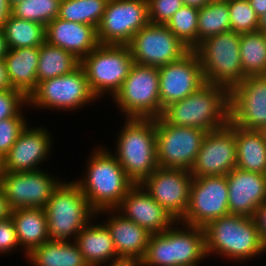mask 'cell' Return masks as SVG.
I'll return each instance as SVG.
<instances>
[{"mask_svg":"<svg viewBox=\"0 0 266 266\" xmlns=\"http://www.w3.org/2000/svg\"><path fill=\"white\" fill-rule=\"evenodd\" d=\"M105 146L98 145L91 150L85 162L84 176L74 180L95 212L115 209L135 185Z\"/></svg>","mask_w":266,"mask_h":266,"instance_id":"1","label":"cell"},{"mask_svg":"<svg viewBox=\"0 0 266 266\" xmlns=\"http://www.w3.org/2000/svg\"><path fill=\"white\" fill-rule=\"evenodd\" d=\"M204 231L207 258L217 255L247 263L266 253L253 217L228 214L211 221Z\"/></svg>","mask_w":266,"mask_h":266,"instance_id":"2","label":"cell"},{"mask_svg":"<svg viewBox=\"0 0 266 266\" xmlns=\"http://www.w3.org/2000/svg\"><path fill=\"white\" fill-rule=\"evenodd\" d=\"M161 117L175 126L213 131L230 121L229 91L219 85L205 83L184 99L163 109Z\"/></svg>","mask_w":266,"mask_h":266,"instance_id":"3","label":"cell"},{"mask_svg":"<svg viewBox=\"0 0 266 266\" xmlns=\"http://www.w3.org/2000/svg\"><path fill=\"white\" fill-rule=\"evenodd\" d=\"M117 132V158L134 184H141L159 166L156 158V118H125Z\"/></svg>","mask_w":266,"mask_h":266,"instance_id":"4","label":"cell"},{"mask_svg":"<svg viewBox=\"0 0 266 266\" xmlns=\"http://www.w3.org/2000/svg\"><path fill=\"white\" fill-rule=\"evenodd\" d=\"M178 225V226H177ZM204 228L176 221L166 231L151 234L141 266H199L207 260Z\"/></svg>","mask_w":266,"mask_h":266,"instance_id":"5","label":"cell"},{"mask_svg":"<svg viewBox=\"0 0 266 266\" xmlns=\"http://www.w3.org/2000/svg\"><path fill=\"white\" fill-rule=\"evenodd\" d=\"M44 209L50 240L76 241L81 229L96 217L74 179L62 180Z\"/></svg>","mask_w":266,"mask_h":266,"instance_id":"6","label":"cell"},{"mask_svg":"<svg viewBox=\"0 0 266 266\" xmlns=\"http://www.w3.org/2000/svg\"><path fill=\"white\" fill-rule=\"evenodd\" d=\"M240 34L220 33L203 40L194 51L201 62L204 80L229 92L246 77L240 58Z\"/></svg>","mask_w":266,"mask_h":266,"instance_id":"7","label":"cell"},{"mask_svg":"<svg viewBox=\"0 0 266 266\" xmlns=\"http://www.w3.org/2000/svg\"><path fill=\"white\" fill-rule=\"evenodd\" d=\"M133 64L128 45L99 44L81 60L89 88L99 100L114 97Z\"/></svg>","mask_w":266,"mask_h":266,"instance_id":"8","label":"cell"},{"mask_svg":"<svg viewBox=\"0 0 266 266\" xmlns=\"http://www.w3.org/2000/svg\"><path fill=\"white\" fill-rule=\"evenodd\" d=\"M123 118H158L163 109L159 96V67L134 63L122 87L114 95Z\"/></svg>","mask_w":266,"mask_h":266,"instance_id":"9","label":"cell"},{"mask_svg":"<svg viewBox=\"0 0 266 266\" xmlns=\"http://www.w3.org/2000/svg\"><path fill=\"white\" fill-rule=\"evenodd\" d=\"M98 100L91 92L86 73L80 65L71 73L38 83L28 97V106L34 109L72 111L85 108Z\"/></svg>","mask_w":266,"mask_h":266,"instance_id":"10","label":"cell"},{"mask_svg":"<svg viewBox=\"0 0 266 266\" xmlns=\"http://www.w3.org/2000/svg\"><path fill=\"white\" fill-rule=\"evenodd\" d=\"M207 131L175 126L156 118V158L162 168H192Z\"/></svg>","mask_w":266,"mask_h":266,"instance_id":"11","label":"cell"},{"mask_svg":"<svg viewBox=\"0 0 266 266\" xmlns=\"http://www.w3.org/2000/svg\"><path fill=\"white\" fill-rule=\"evenodd\" d=\"M46 169L26 172H0L2 189L11 210L45 208L61 180Z\"/></svg>","mask_w":266,"mask_h":266,"instance_id":"12","label":"cell"},{"mask_svg":"<svg viewBox=\"0 0 266 266\" xmlns=\"http://www.w3.org/2000/svg\"><path fill=\"white\" fill-rule=\"evenodd\" d=\"M148 23L147 0H109L97 27L98 42L128 45Z\"/></svg>","mask_w":266,"mask_h":266,"instance_id":"13","label":"cell"},{"mask_svg":"<svg viewBox=\"0 0 266 266\" xmlns=\"http://www.w3.org/2000/svg\"><path fill=\"white\" fill-rule=\"evenodd\" d=\"M228 214L226 176L193 178L190 185L189 206L180 222L204 228L211 221Z\"/></svg>","mask_w":266,"mask_h":266,"instance_id":"14","label":"cell"},{"mask_svg":"<svg viewBox=\"0 0 266 266\" xmlns=\"http://www.w3.org/2000/svg\"><path fill=\"white\" fill-rule=\"evenodd\" d=\"M134 63L161 67L181 59L190 49L163 24L148 23L128 44Z\"/></svg>","mask_w":266,"mask_h":266,"instance_id":"15","label":"cell"},{"mask_svg":"<svg viewBox=\"0 0 266 266\" xmlns=\"http://www.w3.org/2000/svg\"><path fill=\"white\" fill-rule=\"evenodd\" d=\"M192 179L189 170L158 167L141 185L176 221H180L189 206Z\"/></svg>","mask_w":266,"mask_h":266,"instance_id":"16","label":"cell"},{"mask_svg":"<svg viewBox=\"0 0 266 266\" xmlns=\"http://www.w3.org/2000/svg\"><path fill=\"white\" fill-rule=\"evenodd\" d=\"M235 125L207 132L190 169L193 178L225 176L236 167Z\"/></svg>","mask_w":266,"mask_h":266,"instance_id":"17","label":"cell"},{"mask_svg":"<svg viewBox=\"0 0 266 266\" xmlns=\"http://www.w3.org/2000/svg\"><path fill=\"white\" fill-rule=\"evenodd\" d=\"M205 83L201 62L194 50L177 61L159 67L161 108L188 97Z\"/></svg>","mask_w":266,"mask_h":266,"instance_id":"18","label":"cell"},{"mask_svg":"<svg viewBox=\"0 0 266 266\" xmlns=\"http://www.w3.org/2000/svg\"><path fill=\"white\" fill-rule=\"evenodd\" d=\"M230 122L241 129L266 125V76H248L229 92Z\"/></svg>","mask_w":266,"mask_h":266,"instance_id":"19","label":"cell"},{"mask_svg":"<svg viewBox=\"0 0 266 266\" xmlns=\"http://www.w3.org/2000/svg\"><path fill=\"white\" fill-rule=\"evenodd\" d=\"M48 127L29 124L19 135L10 151L1 160V172H26L42 169V164L50 159L53 139ZM49 157V158H48Z\"/></svg>","mask_w":266,"mask_h":266,"instance_id":"20","label":"cell"},{"mask_svg":"<svg viewBox=\"0 0 266 266\" xmlns=\"http://www.w3.org/2000/svg\"><path fill=\"white\" fill-rule=\"evenodd\" d=\"M115 210L151 234L164 232L176 222L141 184H135Z\"/></svg>","mask_w":266,"mask_h":266,"instance_id":"21","label":"cell"},{"mask_svg":"<svg viewBox=\"0 0 266 266\" xmlns=\"http://www.w3.org/2000/svg\"><path fill=\"white\" fill-rule=\"evenodd\" d=\"M109 215L101 221L109 230L118 257L122 261L140 262L145 256L151 236L146 229L123 217L115 209H105L96 212L98 217ZM105 221V222H104Z\"/></svg>","mask_w":266,"mask_h":266,"instance_id":"22","label":"cell"},{"mask_svg":"<svg viewBox=\"0 0 266 266\" xmlns=\"http://www.w3.org/2000/svg\"><path fill=\"white\" fill-rule=\"evenodd\" d=\"M225 176L229 214L253 217L256 208L266 202V175L235 167Z\"/></svg>","mask_w":266,"mask_h":266,"instance_id":"23","label":"cell"},{"mask_svg":"<svg viewBox=\"0 0 266 266\" xmlns=\"http://www.w3.org/2000/svg\"><path fill=\"white\" fill-rule=\"evenodd\" d=\"M45 40L82 60L99 45L94 26L70 22L56 17L45 26Z\"/></svg>","mask_w":266,"mask_h":266,"instance_id":"24","label":"cell"},{"mask_svg":"<svg viewBox=\"0 0 266 266\" xmlns=\"http://www.w3.org/2000/svg\"><path fill=\"white\" fill-rule=\"evenodd\" d=\"M95 219L97 218H93L81 229L75 241L85 262L88 266H107L122 262L116 253L109 230L101 221L95 223Z\"/></svg>","mask_w":266,"mask_h":266,"instance_id":"25","label":"cell"},{"mask_svg":"<svg viewBox=\"0 0 266 266\" xmlns=\"http://www.w3.org/2000/svg\"><path fill=\"white\" fill-rule=\"evenodd\" d=\"M39 47L8 49L3 60L12 88L21 90L27 97L37 88Z\"/></svg>","mask_w":266,"mask_h":266,"instance_id":"26","label":"cell"},{"mask_svg":"<svg viewBox=\"0 0 266 266\" xmlns=\"http://www.w3.org/2000/svg\"><path fill=\"white\" fill-rule=\"evenodd\" d=\"M10 216L26 260L33 249L50 240L46 211L44 208H17L11 210Z\"/></svg>","mask_w":266,"mask_h":266,"instance_id":"27","label":"cell"},{"mask_svg":"<svg viewBox=\"0 0 266 266\" xmlns=\"http://www.w3.org/2000/svg\"><path fill=\"white\" fill-rule=\"evenodd\" d=\"M26 259L31 266H88L75 241L48 240Z\"/></svg>","mask_w":266,"mask_h":266,"instance_id":"28","label":"cell"},{"mask_svg":"<svg viewBox=\"0 0 266 266\" xmlns=\"http://www.w3.org/2000/svg\"><path fill=\"white\" fill-rule=\"evenodd\" d=\"M236 167L266 175V142L258 130H245L235 125Z\"/></svg>","mask_w":266,"mask_h":266,"instance_id":"29","label":"cell"},{"mask_svg":"<svg viewBox=\"0 0 266 266\" xmlns=\"http://www.w3.org/2000/svg\"><path fill=\"white\" fill-rule=\"evenodd\" d=\"M81 65V60L74 54L46 41L39 47L37 68L38 83L54 77L71 73Z\"/></svg>","mask_w":266,"mask_h":266,"instance_id":"30","label":"cell"},{"mask_svg":"<svg viewBox=\"0 0 266 266\" xmlns=\"http://www.w3.org/2000/svg\"><path fill=\"white\" fill-rule=\"evenodd\" d=\"M8 49L40 47L45 40V26L10 14L2 28Z\"/></svg>","mask_w":266,"mask_h":266,"instance_id":"31","label":"cell"},{"mask_svg":"<svg viewBox=\"0 0 266 266\" xmlns=\"http://www.w3.org/2000/svg\"><path fill=\"white\" fill-rule=\"evenodd\" d=\"M239 50L245 77L266 76V43L260 31L240 34Z\"/></svg>","mask_w":266,"mask_h":266,"instance_id":"32","label":"cell"},{"mask_svg":"<svg viewBox=\"0 0 266 266\" xmlns=\"http://www.w3.org/2000/svg\"><path fill=\"white\" fill-rule=\"evenodd\" d=\"M231 31L227 2H209L199 9L197 46L205 39Z\"/></svg>","mask_w":266,"mask_h":266,"instance_id":"33","label":"cell"},{"mask_svg":"<svg viewBox=\"0 0 266 266\" xmlns=\"http://www.w3.org/2000/svg\"><path fill=\"white\" fill-rule=\"evenodd\" d=\"M109 0H62L58 17L65 21L94 26L100 24Z\"/></svg>","mask_w":266,"mask_h":266,"instance_id":"34","label":"cell"},{"mask_svg":"<svg viewBox=\"0 0 266 266\" xmlns=\"http://www.w3.org/2000/svg\"><path fill=\"white\" fill-rule=\"evenodd\" d=\"M199 9L183 5L167 22V28L190 50L197 47Z\"/></svg>","mask_w":266,"mask_h":266,"instance_id":"35","label":"cell"},{"mask_svg":"<svg viewBox=\"0 0 266 266\" xmlns=\"http://www.w3.org/2000/svg\"><path fill=\"white\" fill-rule=\"evenodd\" d=\"M62 0H24L11 8L17 18L46 26L59 15Z\"/></svg>","mask_w":266,"mask_h":266,"instance_id":"36","label":"cell"},{"mask_svg":"<svg viewBox=\"0 0 266 266\" xmlns=\"http://www.w3.org/2000/svg\"><path fill=\"white\" fill-rule=\"evenodd\" d=\"M231 31L238 34L258 31L259 16L248 0H228Z\"/></svg>","mask_w":266,"mask_h":266,"instance_id":"37","label":"cell"},{"mask_svg":"<svg viewBox=\"0 0 266 266\" xmlns=\"http://www.w3.org/2000/svg\"><path fill=\"white\" fill-rule=\"evenodd\" d=\"M28 109V97L15 88L0 90V121L11 117H26L22 110Z\"/></svg>","mask_w":266,"mask_h":266,"instance_id":"38","label":"cell"},{"mask_svg":"<svg viewBox=\"0 0 266 266\" xmlns=\"http://www.w3.org/2000/svg\"><path fill=\"white\" fill-rule=\"evenodd\" d=\"M26 117H11L0 121V159L10 151L21 132L29 124Z\"/></svg>","mask_w":266,"mask_h":266,"instance_id":"39","label":"cell"},{"mask_svg":"<svg viewBox=\"0 0 266 266\" xmlns=\"http://www.w3.org/2000/svg\"><path fill=\"white\" fill-rule=\"evenodd\" d=\"M148 19L151 24L166 25L174 13L183 6L182 0H147Z\"/></svg>","mask_w":266,"mask_h":266,"instance_id":"40","label":"cell"},{"mask_svg":"<svg viewBox=\"0 0 266 266\" xmlns=\"http://www.w3.org/2000/svg\"><path fill=\"white\" fill-rule=\"evenodd\" d=\"M19 248V249H17ZM21 250L15 231L14 222L10 217L0 221V255Z\"/></svg>","mask_w":266,"mask_h":266,"instance_id":"41","label":"cell"},{"mask_svg":"<svg viewBox=\"0 0 266 266\" xmlns=\"http://www.w3.org/2000/svg\"><path fill=\"white\" fill-rule=\"evenodd\" d=\"M261 241L266 248V202L256 208L253 216Z\"/></svg>","mask_w":266,"mask_h":266,"instance_id":"42","label":"cell"},{"mask_svg":"<svg viewBox=\"0 0 266 266\" xmlns=\"http://www.w3.org/2000/svg\"><path fill=\"white\" fill-rule=\"evenodd\" d=\"M10 14L11 7L9 6L8 0H0V29L3 28Z\"/></svg>","mask_w":266,"mask_h":266,"instance_id":"43","label":"cell"},{"mask_svg":"<svg viewBox=\"0 0 266 266\" xmlns=\"http://www.w3.org/2000/svg\"><path fill=\"white\" fill-rule=\"evenodd\" d=\"M12 86L8 80L5 62L0 59V90L11 89Z\"/></svg>","mask_w":266,"mask_h":266,"instance_id":"44","label":"cell"},{"mask_svg":"<svg viewBox=\"0 0 266 266\" xmlns=\"http://www.w3.org/2000/svg\"><path fill=\"white\" fill-rule=\"evenodd\" d=\"M11 215V209L8 206L6 197L0 188V221L4 220Z\"/></svg>","mask_w":266,"mask_h":266,"instance_id":"45","label":"cell"},{"mask_svg":"<svg viewBox=\"0 0 266 266\" xmlns=\"http://www.w3.org/2000/svg\"><path fill=\"white\" fill-rule=\"evenodd\" d=\"M248 2L258 16L266 12V0H248Z\"/></svg>","mask_w":266,"mask_h":266,"instance_id":"46","label":"cell"},{"mask_svg":"<svg viewBox=\"0 0 266 266\" xmlns=\"http://www.w3.org/2000/svg\"><path fill=\"white\" fill-rule=\"evenodd\" d=\"M183 5L196 7L198 9L206 6L210 1L209 0H182Z\"/></svg>","mask_w":266,"mask_h":266,"instance_id":"47","label":"cell"},{"mask_svg":"<svg viewBox=\"0 0 266 266\" xmlns=\"http://www.w3.org/2000/svg\"><path fill=\"white\" fill-rule=\"evenodd\" d=\"M8 52V46L6 44L5 35L2 29H0V59H3Z\"/></svg>","mask_w":266,"mask_h":266,"instance_id":"48","label":"cell"},{"mask_svg":"<svg viewBox=\"0 0 266 266\" xmlns=\"http://www.w3.org/2000/svg\"><path fill=\"white\" fill-rule=\"evenodd\" d=\"M258 30H266V12L259 16Z\"/></svg>","mask_w":266,"mask_h":266,"instance_id":"49","label":"cell"},{"mask_svg":"<svg viewBox=\"0 0 266 266\" xmlns=\"http://www.w3.org/2000/svg\"><path fill=\"white\" fill-rule=\"evenodd\" d=\"M140 264L138 262L134 261H122L116 264H110L107 266H139Z\"/></svg>","mask_w":266,"mask_h":266,"instance_id":"50","label":"cell"},{"mask_svg":"<svg viewBox=\"0 0 266 266\" xmlns=\"http://www.w3.org/2000/svg\"><path fill=\"white\" fill-rule=\"evenodd\" d=\"M258 132L262 135L263 140L266 142V125L261 127Z\"/></svg>","mask_w":266,"mask_h":266,"instance_id":"51","label":"cell"},{"mask_svg":"<svg viewBox=\"0 0 266 266\" xmlns=\"http://www.w3.org/2000/svg\"><path fill=\"white\" fill-rule=\"evenodd\" d=\"M22 1L24 0H8V3H9V6L12 8L14 5Z\"/></svg>","mask_w":266,"mask_h":266,"instance_id":"52","label":"cell"},{"mask_svg":"<svg viewBox=\"0 0 266 266\" xmlns=\"http://www.w3.org/2000/svg\"><path fill=\"white\" fill-rule=\"evenodd\" d=\"M258 31L261 32L263 39H264V42L266 43V30H258Z\"/></svg>","mask_w":266,"mask_h":266,"instance_id":"53","label":"cell"},{"mask_svg":"<svg viewBox=\"0 0 266 266\" xmlns=\"http://www.w3.org/2000/svg\"><path fill=\"white\" fill-rule=\"evenodd\" d=\"M210 2H227L228 0H209Z\"/></svg>","mask_w":266,"mask_h":266,"instance_id":"54","label":"cell"}]
</instances>
